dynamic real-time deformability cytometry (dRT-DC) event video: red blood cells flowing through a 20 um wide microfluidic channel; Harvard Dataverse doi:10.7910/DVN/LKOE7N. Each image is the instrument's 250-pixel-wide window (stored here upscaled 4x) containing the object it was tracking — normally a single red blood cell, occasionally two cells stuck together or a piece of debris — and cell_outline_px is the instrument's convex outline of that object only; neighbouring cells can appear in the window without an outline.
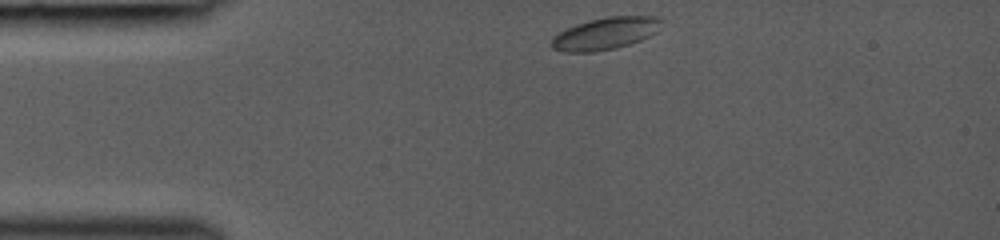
{"species": "common noctule bat (a hibernating species)", "species_latin": "Nyctalus noctula", "temperature_condition": "room temperature", "stored_images_in_passage": 33, "camera_frame_rate_fps": 3000, "um_per_image_px": 0.085, "animal": {"sex": "female", "body_mass_g": 19.0, "forearm_length_mm": 53.3}, "frame": {"image": 1, "passage_image": 1, "time_ms": 0.0, "image_size_px": [1000, 240], "cell_outline_px": [[664, 20], [656, 32], [640, 40], [616, 48], [592, 52], [564, 52], [552, 48], [548, 44], [560, 32], [576, 24], [588, 20], [608, 16], [656, 16]], "centroid_in_image_um": [51.46, 2.84], "position_along_channel_um": 33.5, "area_um2": 20.52}}
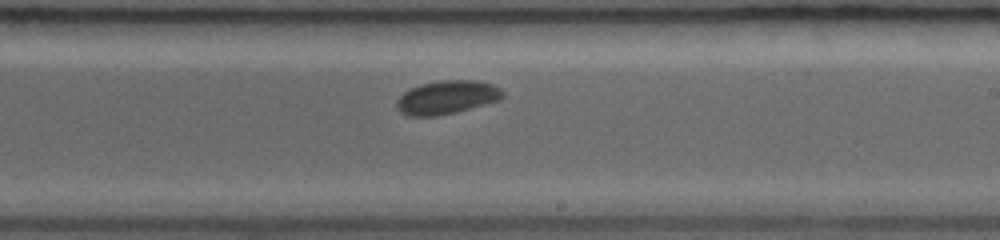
{"frame": {"image": 2, "passage_image": 19, "time_ms": 6.0, "image_size_px": [1000, 240], "cell_outline_px": [[504, 96], [500, 100], [436, 116], [408, 116], [400, 112], [396, 108], [396, 100], [404, 92], [420, 84], [440, 80], [476, 80], [492, 84], [500, 88], [504, 92]], "centroid_in_image_um": [37.97, 8.26], "position_along_channel_um": 251.0, "area_um2": 20.58}}
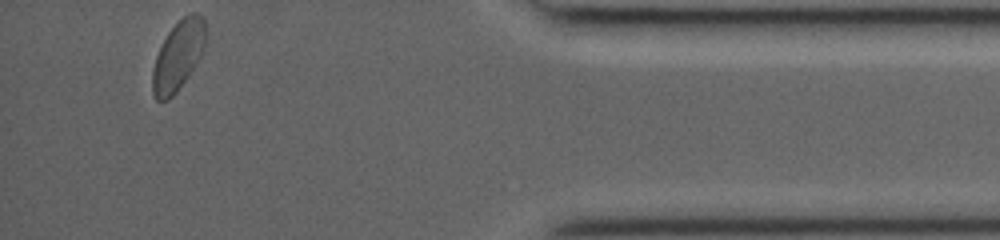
{"frame": {"image": 3, "passage_image": 33, "time_ms": 10.667, "image_size_px": [1000, 240], "cell_outline_px": [[204, 48], [200, 56], [176, 92], [168, 100], [156, 100], [152, 92], [152, 68], [156, 56], [168, 32], [188, 12], [200, 12], [204, 16]], "centroid_in_image_um": [15.12, 4.71], "position_along_channel_um": 420.1, "area_um2": 21.1}}